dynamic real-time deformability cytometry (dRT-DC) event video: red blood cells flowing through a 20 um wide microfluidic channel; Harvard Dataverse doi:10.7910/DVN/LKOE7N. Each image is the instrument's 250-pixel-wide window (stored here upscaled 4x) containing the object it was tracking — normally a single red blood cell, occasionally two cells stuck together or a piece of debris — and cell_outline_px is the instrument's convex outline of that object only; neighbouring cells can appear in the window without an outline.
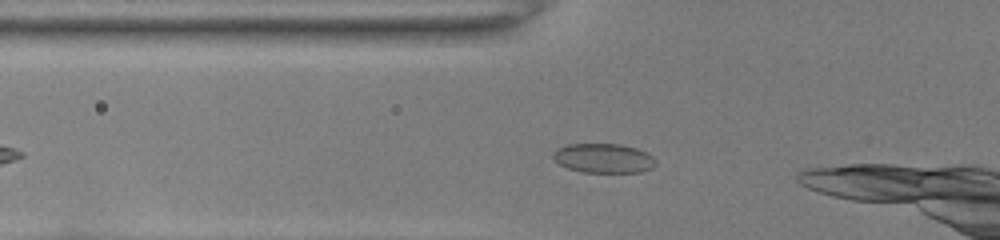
{"species": "common noctule bat (a hibernating species)", "species_latin": "Nyctalus noctula", "temperature_condition": "room temperature", "stored_images_in_passage": 10, "camera_frame_rate_fps": 3000, "um_per_image_px": 0.085, "animal": {"sex": "female", "body_mass_g": 22.0, "forearm_length_mm": 56.7}, "frame": {"image": 1, "passage_image": 4, "time_ms": 1.0, "image_size_px": [1000, 240], "cell_outline_px": [[656, 164], [652, 168], [640, 172], [580, 172], [568, 168], [552, 160], [552, 152], [556, 148], [568, 144], [620, 144], [636, 148], [652, 156], [656, 160]], "centroid_in_image_um": [51.26, 13.45], "position_along_channel_um": 74.5, "area_um2": 17.69}}
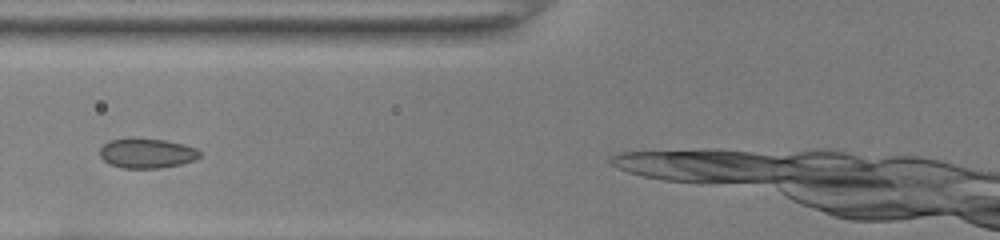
{"frame": {"image": 2, "passage_image": 7, "time_ms": 2.0, "image_size_px": [1000, 240], "cell_outline_px": [[200, 156], [196, 160], [180, 164], [160, 168], [120, 168], [108, 164], [100, 156], [100, 148], [108, 140], [164, 140], [184, 144], [196, 148], [200, 152]], "centroid_in_image_um": [12.49, 13.06], "position_along_channel_um": 113.3, "area_um2": 16.99}}